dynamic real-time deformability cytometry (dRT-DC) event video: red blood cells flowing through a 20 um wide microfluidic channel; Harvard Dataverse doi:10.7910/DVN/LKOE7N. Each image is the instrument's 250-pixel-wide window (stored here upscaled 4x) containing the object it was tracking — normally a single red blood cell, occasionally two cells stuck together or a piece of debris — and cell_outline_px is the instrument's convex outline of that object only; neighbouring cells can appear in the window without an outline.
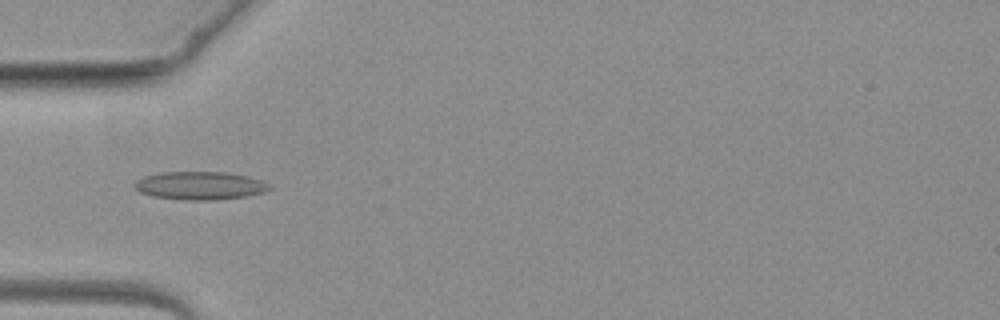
{"species": "common noctule bat (a hibernating species)", "species_latin": "Nyctalus noctula", "temperature_condition": "warm", "stored_images_in_passage": 4, "camera_frame_rate_fps": 3000, "um_per_image_px": 0.085, "animal": {"sex": "female", "body_mass_g": 19.3, "forearm_length_mm": 54.1}, "frame": {"image": 1, "passage_image": 4, "time_ms": 3.667, "image_size_px": [1000, 320], "cell_outline_px": [[272, 188], [264, 192], [244, 196], [216, 200], [184, 200], [152, 196], [140, 192], [132, 184], [136, 180], [144, 176], [160, 172], [228, 172], [248, 176], [272, 184]], "centroid_in_image_um": [17.0, 15.77], "position_along_channel_um": 68.0, "area_um2": 22.25}}